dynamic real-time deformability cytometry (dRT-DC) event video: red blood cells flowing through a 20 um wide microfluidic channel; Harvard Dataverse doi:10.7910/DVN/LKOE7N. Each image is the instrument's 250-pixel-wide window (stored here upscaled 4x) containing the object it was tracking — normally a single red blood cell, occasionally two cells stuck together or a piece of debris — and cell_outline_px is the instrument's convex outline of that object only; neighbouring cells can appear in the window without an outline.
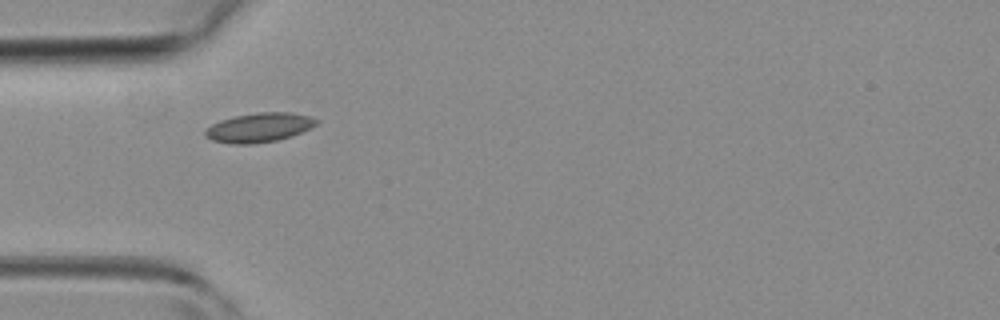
{"species": "common noctule bat (a hibernating species)", "species_latin": "Nyctalus noctula", "temperature_condition": "room temperature", "stored_images_in_passage": 1, "camera_frame_rate_fps": 3000, "um_per_image_px": 0.085, "animal": {"sex": "female", "body_mass_g": 19.3, "forearm_length_mm": 54.1}, "frame": {"image": 1, "passage_image": 1, "time_ms": 0.0, "image_size_px": [1000, 320], "cell_outline_px": [[320, 120], [316, 124], [292, 136], [276, 140], [252, 144], [232, 144], [212, 140], [204, 136], [204, 128], [220, 120], [232, 116], [256, 112], [292, 112], [308, 116]], "centroid_in_image_um": [21.97, 10.83], "position_along_channel_um": 63.0, "area_um2": 19.07}}